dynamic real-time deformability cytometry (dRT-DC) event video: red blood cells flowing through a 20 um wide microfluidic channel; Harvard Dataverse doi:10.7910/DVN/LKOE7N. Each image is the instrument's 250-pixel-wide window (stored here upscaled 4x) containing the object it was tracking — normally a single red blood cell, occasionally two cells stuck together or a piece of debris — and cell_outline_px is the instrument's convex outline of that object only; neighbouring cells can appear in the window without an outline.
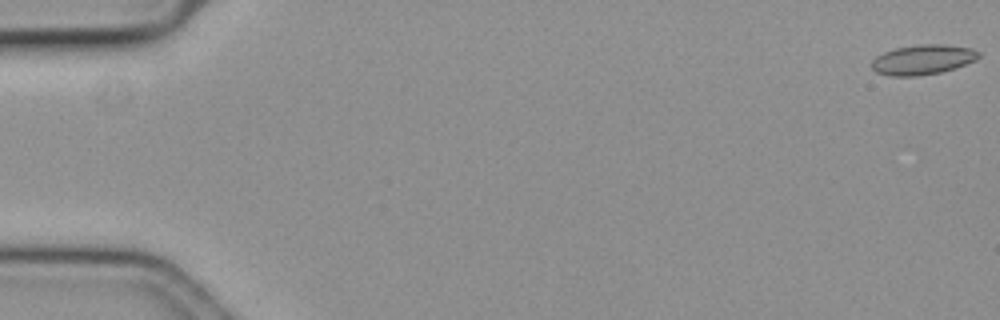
{"species": "common noctule bat (a hibernating species)", "species_latin": "Nyctalus noctula", "temperature_condition": "cold", "stored_images_in_passage": 17, "camera_frame_rate_fps": 3000, "um_per_image_px": 0.085, "animal": {"sex": "female", "body_mass_g": 19.3, "forearm_length_mm": 54.1}, "frame": {"image": 1, "passage_image": 1, "time_ms": 0.0, "image_size_px": [1000, 320], "cell_outline_px": [[980, 56], [976, 60], [956, 68], [940, 72], [916, 76], [888, 76], [876, 72], [872, 68], [872, 60], [876, 56], [884, 52], [896, 48], [920, 44], [944, 44], [972, 48], [980, 52]], "centroid_in_image_um": [78.45, 5.07], "position_along_channel_um": 6.5, "area_um2": 18.73}}
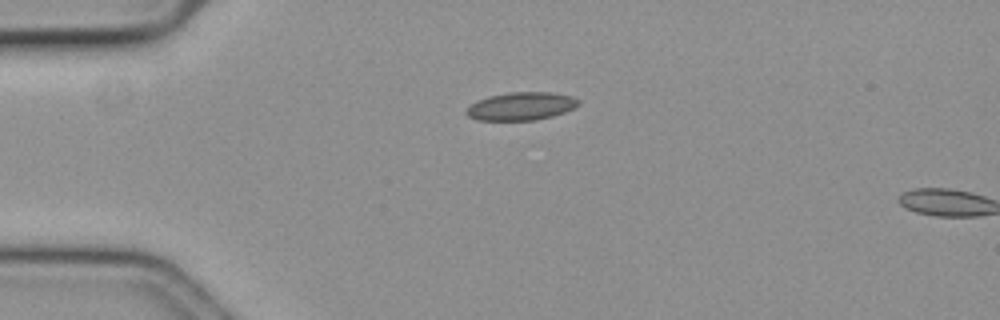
{"frame": {"image": 2, "passage_image": 15, "time_ms": 4.667, "image_size_px": [1000, 320], "cell_outline_px": [[580, 104], [576, 108], [552, 116], [536, 120], [476, 120], [468, 116], [464, 112], [476, 100], [488, 96], [508, 92], [552, 92], [572, 96], [580, 100]], "centroid_in_image_um": [44.32, 9.02], "position_along_channel_um": 40.7, "area_um2": 18.5}}